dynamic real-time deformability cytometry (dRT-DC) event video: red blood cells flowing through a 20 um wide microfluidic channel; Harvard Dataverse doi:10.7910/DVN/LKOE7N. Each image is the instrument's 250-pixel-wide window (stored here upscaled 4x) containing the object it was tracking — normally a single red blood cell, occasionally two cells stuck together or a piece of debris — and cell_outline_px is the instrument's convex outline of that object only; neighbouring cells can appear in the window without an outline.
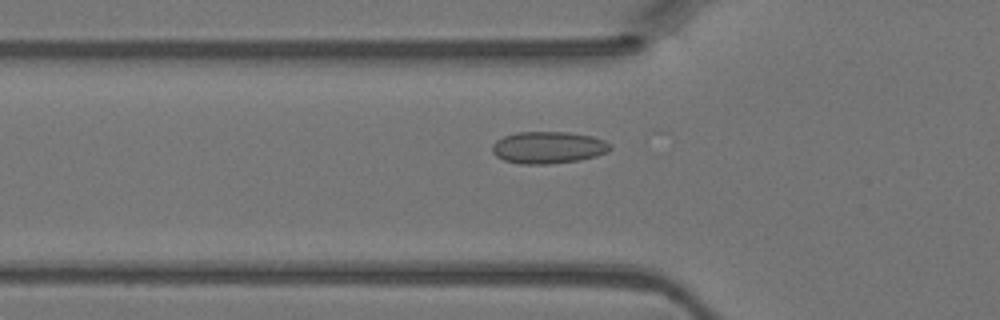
{"species": "Egyptian fruit bat (a non-hibernating species)", "species_latin": "Rousettus aegyptiacus", "temperature_condition": "warm", "stored_images_in_passage": 34, "camera_frame_rate_fps": 3000, "um_per_image_px": 0.085, "animal": {"sex": "female"}, "frame": {"image": 1, "passage_image": 4, "time_ms": 1.0, "image_size_px": [1000, 320], "cell_outline_px": [[612, 148], [608, 152], [596, 156], [576, 160], [548, 164], [520, 164], [504, 160], [496, 156], [492, 152], [492, 144], [496, 140], [504, 136], [516, 132], [568, 132], [592, 136], [604, 140], [612, 144]], "centroid_in_image_um": [46.6, 12.53], "position_along_channel_um": 79.2, "area_um2": 22.08}}
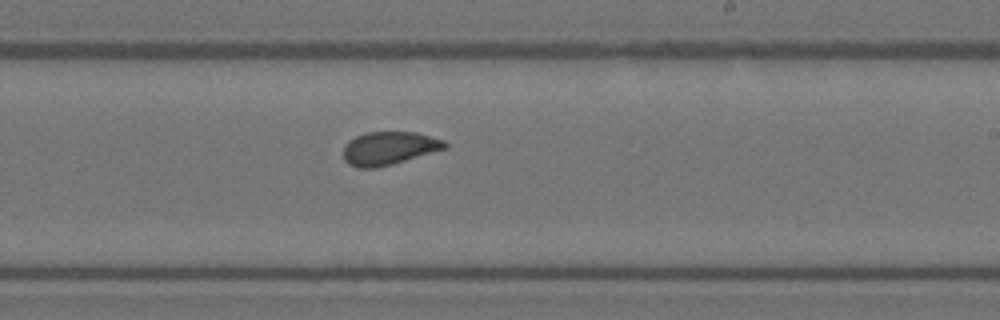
{"frame": {"image": 2, "passage_image": 16, "time_ms": 5.0, "image_size_px": [1000, 320], "cell_outline_px": [[448, 148], [392, 164], [376, 168], [360, 168], [348, 164], [344, 160], [344, 144], [348, 140], [356, 136], [368, 132], [416, 132], [444, 140], [448, 144]], "centroid_in_image_um": [33.07, 12.6], "position_along_channel_um": 255.9, "area_um2": 19.71}}
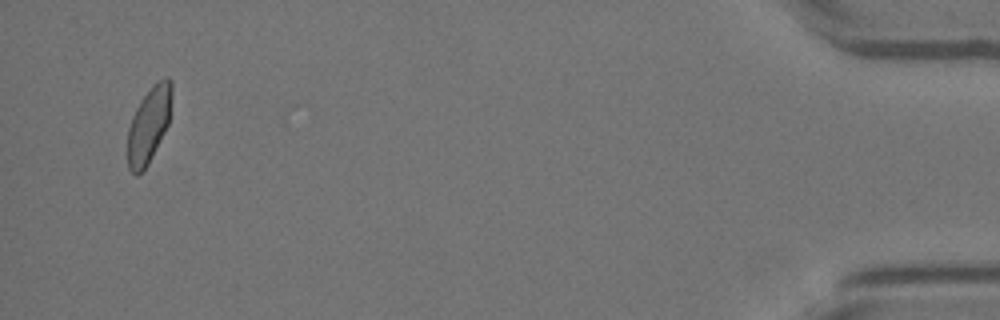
{"frame": {"image": 3, "passage_image": 33, "time_ms": 10.667, "image_size_px": [1000, 320], "cell_outline_px": [[172, 96], [168, 124], [148, 164], [136, 176], [128, 168], [128, 128], [132, 116], [140, 100], [164, 76], [168, 76], [172, 80]], "centroid_in_image_um": [12.66, 10.6], "position_along_channel_um": 422.5, "area_um2": 19.19}}